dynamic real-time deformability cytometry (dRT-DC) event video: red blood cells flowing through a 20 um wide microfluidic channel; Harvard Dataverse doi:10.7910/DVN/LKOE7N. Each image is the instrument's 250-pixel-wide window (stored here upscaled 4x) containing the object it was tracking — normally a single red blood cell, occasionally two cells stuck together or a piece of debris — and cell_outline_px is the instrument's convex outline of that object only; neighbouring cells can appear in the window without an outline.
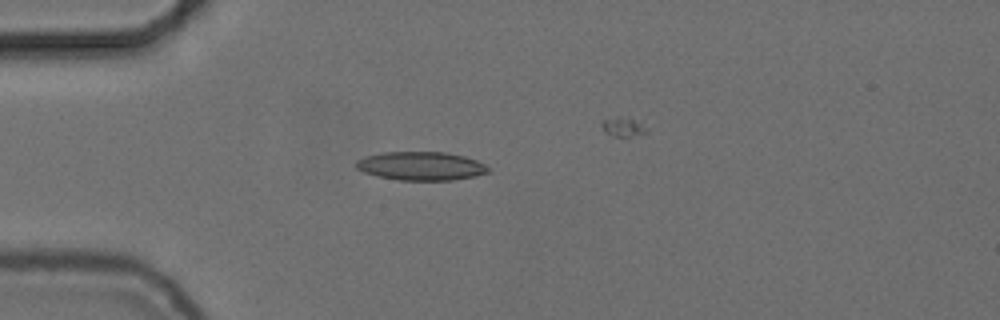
{"species": "common noctule bat (a hibernating species)", "species_latin": "Nyctalus noctula", "temperature_condition": "cold", "stored_images_in_passage": 27, "camera_frame_rate_fps": 3000, "um_per_image_px": 0.085, "animal": {"sex": "female", "body_mass_g": 24.6, "forearm_length_mm": 56.2}, "frame": {"image": 1, "passage_image": 1, "time_ms": 0.0, "image_size_px": [1000, 320], "cell_outline_px": [[488, 172], [476, 176], [452, 180], [400, 180], [380, 176], [364, 172], [356, 168], [356, 160], [368, 156], [384, 152], [444, 152], [464, 156], [476, 160], [484, 164], [488, 168]], "centroid_in_image_um": [35.8, 14.11], "position_along_channel_um": 49.2, "area_um2": 21.73}}
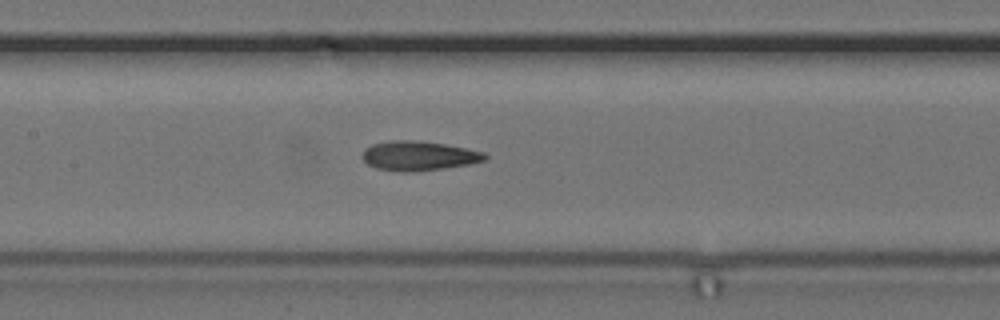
{"frame": {"image": 2, "passage_image": 12, "time_ms": 3.667, "image_size_px": [1000, 320], "cell_outline_px": [[488, 156], [484, 160], [468, 164], [412, 172], [400, 172], [376, 168], [368, 164], [360, 156], [364, 148], [372, 144], [392, 140], [412, 140], [444, 144], [484, 152]], "centroid_in_image_um": [35.52, 13.24], "position_along_channel_um": 171.9, "area_um2": 20.87}}
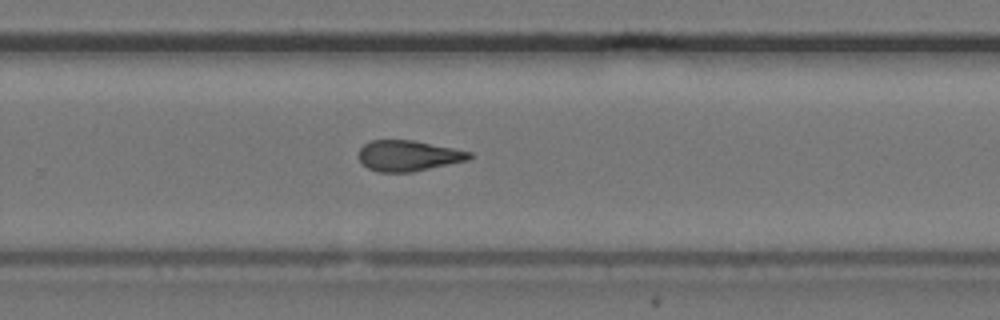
{"frame": {"image": 3, "passage_image": 22, "time_ms": 7.0, "image_size_px": [1000, 320], "cell_outline_px": [[472, 156], [468, 160], [412, 172], [380, 172], [368, 168], [356, 156], [360, 148], [364, 144], [372, 140], [412, 140], [472, 152]], "centroid_in_image_um": [34.67, 13.24], "position_along_channel_um": 295.1, "area_um2": 19.71}}